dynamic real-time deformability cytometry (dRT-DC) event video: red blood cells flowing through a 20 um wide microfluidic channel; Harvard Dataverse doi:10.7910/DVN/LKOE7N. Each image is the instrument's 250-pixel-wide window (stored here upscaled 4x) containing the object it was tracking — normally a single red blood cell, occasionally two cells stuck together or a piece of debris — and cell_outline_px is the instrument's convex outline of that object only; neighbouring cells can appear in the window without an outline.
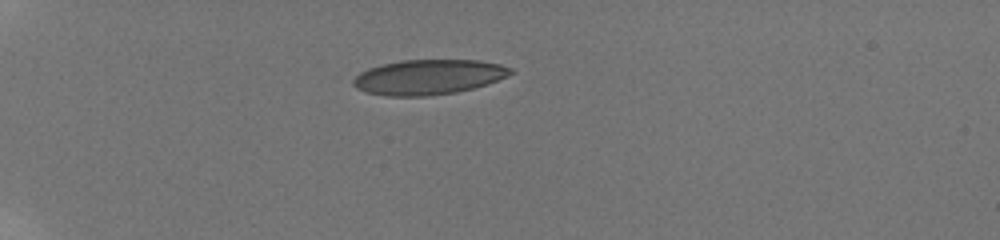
{"species": "human", "species_latin": "Homo sapiens", "temperature_condition": "room temperature", "stored_images_in_passage": 8, "camera_frame_rate_fps": 3000, "um_per_image_px": 0.085, "donor": {"sex": "male"}, "frame": {"image": 1, "passage_image": 1, "time_ms": 0.0, "image_size_px": [1000, 240], "cell_outline_px": [[512, 72], [508, 76], [472, 88], [456, 92], [424, 96], [388, 96], [368, 92], [356, 88], [352, 84], [352, 76], [368, 68], [380, 64], [404, 60], [480, 60], [500, 64], [512, 68]], "centroid_in_image_um": [36.37, 6.54], "position_along_channel_um": 48.6, "area_um2": 32.02}}